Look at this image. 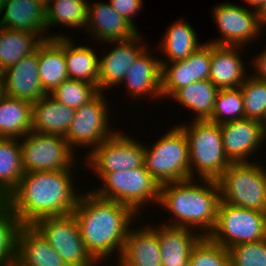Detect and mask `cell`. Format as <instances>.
Returning a JSON list of instances; mask_svg holds the SVG:
<instances>
[{"instance_id":"6da1fadb","label":"cell","mask_w":266,"mask_h":266,"mask_svg":"<svg viewBox=\"0 0 266 266\" xmlns=\"http://www.w3.org/2000/svg\"><path fill=\"white\" fill-rule=\"evenodd\" d=\"M72 171L73 168L24 173L19 185L4 201L21 225H33L44 217L71 214L81 195L73 187Z\"/></svg>"},{"instance_id":"7a4b0ae2","label":"cell","mask_w":266,"mask_h":266,"mask_svg":"<svg viewBox=\"0 0 266 266\" xmlns=\"http://www.w3.org/2000/svg\"><path fill=\"white\" fill-rule=\"evenodd\" d=\"M86 192L81 193L72 212L80 228L84 246L99 264H103L106 258L108 261V257L115 252L119 261L136 213L125 204L101 198L92 191Z\"/></svg>"},{"instance_id":"3957f363","label":"cell","mask_w":266,"mask_h":266,"mask_svg":"<svg viewBox=\"0 0 266 266\" xmlns=\"http://www.w3.org/2000/svg\"><path fill=\"white\" fill-rule=\"evenodd\" d=\"M194 179L160 185L158 205L174 216L170 226L201 229L208 236L217 223L220 189L215 180ZM198 227V228H197Z\"/></svg>"},{"instance_id":"277c9868","label":"cell","mask_w":266,"mask_h":266,"mask_svg":"<svg viewBox=\"0 0 266 266\" xmlns=\"http://www.w3.org/2000/svg\"><path fill=\"white\" fill-rule=\"evenodd\" d=\"M190 122L178 125L188 140L190 179H196L197 172L198 179L217 181L231 163L223 150L220 125L208 120Z\"/></svg>"},{"instance_id":"5b68a950","label":"cell","mask_w":266,"mask_h":266,"mask_svg":"<svg viewBox=\"0 0 266 266\" xmlns=\"http://www.w3.org/2000/svg\"><path fill=\"white\" fill-rule=\"evenodd\" d=\"M155 145L144 144V167L159 185L190 179L189 145L184 131L176 126L159 137Z\"/></svg>"},{"instance_id":"8992f818","label":"cell","mask_w":266,"mask_h":266,"mask_svg":"<svg viewBox=\"0 0 266 266\" xmlns=\"http://www.w3.org/2000/svg\"><path fill=\"white\" fill-rule=\"evenodd\" d=\"M261 163L231 162L217 180L220 201L236 207L266 211V169Z\"/></svg>"},{"instance_id":"52a82bcc","label":"cell","mask_w":266,"mask_h":266,"mask_svg":"<svg viewBox=\"0 0 266 266\" xmlns=\"http://www.w3.org/2000/svg\"><path fill=\"white\" fill-rule=\"evenodd\" d=\"M95 174L103 184L100 189L93 188L92 192L101 198L129 206L137 215L150 201L155 204L159 202L160 185L144 165L133 170Z\"/></svg>"},{"instance_id":"ba28073f","label":"cell","mask_w":266,"mask_h":266,"mask_svg":"<svg viewBox=\"0 0 266 266\" xmlns=\"http://www.w3.org/2000/svg\"><path fill=\"white\" fill-rule=\"evenodd\" d=\"M208 237L227 250L237 244L265 239V212L236 207L220 201L217 208V223Z\"/></svg>"},{"instance_id":"9c48e42d","label":"cell","mask_w":266,"mask_h":266,"mask_svg":"<svg viewBox=\"0 0 266 266\" xmlns=\"http://www.w3.org/2000/svg\"><path fill=\"white\" fill-rule=\"evenodd\" d=\"M20 142L24 173L69 170L76 163L74 150L60 135L31 131ZM73 153V154H72Z\"/></svg>"},{"instance_id":"30bf717a","label":"cell","mask_w":266,"mask_h":266,"mask_svg":"<svg viewBox=\"0 0 266 266\" xmlns=\"http://www.w3.org/2000/svg\"><path fill=\"white\" fill-rule=\"evenodd\" d=\"M68 266H98L87 252L73 213L44 217L32 225ZM97 264V265H96Z\"/></svg>"},{"instance_id":"8fae6325","label":"cell","mask_w":266,"mask_h":266,"mask_svg":"<svg viewBox=\"0 0 266 266\" xmlns=\"http://www.w3.org/2000/svg\"><path fill=\"white\" fill-rule=\"evenodd\" d=\"M104 93L99 92L91 101L75 110L74 118L64 137L73 150L76 146H91L93 150L116 132L115 128L111 129L109 125L110 110L108 111Z\"/></svg>"},{"instance_id":"7c38bea8","label":"cell","mask_w":266,"mask_h":266,"mask_svg":"<svg viewBox=\"0 0 266 266\" xmlns=\"http://www.w3.org/2000/svg\"><path fill=\"white\" fill-rule=\"evenodd\" d=\"M86 156L94 173L133 170L144 165V145L117 131Z\"/></svg>"},{"instance_id":"4fadbf2b","label":"cell","mask_w":266,"mask_h":266,"mask_svg":"<svg viewBox=\"0 0 266 266\" xmlns=\"http://www.w3.org/2000/svg\"><path fill=\"white\" fill-rule=\"evenodd\" d=\"M214 21L220 32V39L210 41L215 45L241 46L253 41L261 34L262 23L258 10L251 11L245 6L233 3L219 4L214 7Z\"/></svg>"},{"instance_id":"5bb4252c","label":"cell","mask_w":266,"mask_h":266,"mask_svg":"<svg viewBox=\"0 0 266 266\" xmlns=\"http://www.w3.org/2000/svg\"><path fill=\"white\" fill-rule=\"evenodd\" d=\"M205 43L185 60L171 62V66L170 63H161V95L163 98H171L178 89L209 78L211 43Z\"/></svg>"},{"instance_id":"9a60e30c","label":"cell","mask_w":266,"mask_h":266,"mask_svg":"<svg viewBox=\"0 0 266 266\" xmlns=\"http://www.w3.org/2000/svg\"><path fill=\"white\" fill-rule=\"evenodd\" d=\"M4 95L34 103L46 94L42 89L38 68V48L1 73Z\"/></svg>"},{"instance_id":"2e32d148","label":"cell","mask_w":266,"mask_h":266,"mask_svg":"<svg viewBox=\"0 0 266 266\" xmlns=\"http://www.w3.org/2000/svg\"><path fill=\"white\" fill-rule=\"evenodd\" d=\"M140 32L133 38L124 41H112L113 46L103 58L99 59V92L110 87H119L128 68L136 61L137 57L146 49ZM141 38V39H140ZM143 43V45L140 44Z\"/></svg>"},{"instance_id":"e0dca14e","label":"cell","mask_w":266,"mask_h":266,"mask_svg":"<svg viewBox=\"0 0 266 266\" xmlns=\"http://www.w3.org/2000/svg\"><path fill=\"white\" fill-rule=\"evenodd\" d=\"M220 129L223 150L230 162H249L247 158L262 146L259 121L247 118L230 121L220 124Z\"/></svg>"},{"instance_id":"ac0fdd59","label":"cell","mask_w":266,"mask_h":266,"mask_svg":"<svg viewBox=\"0 0 266 266\" xmlns=\"http://www.w3.org/2000/svg\"><path fill=\"white\" fill-rule=\"evenodd\" d=\"M1 14L3 18L0 19V26L4 28L34 32L43 40L67 37L59 33L48 36L46 7L38 0H10L0 6Z\"/></svg>"},{"instance_id":"d6986e66","label":"cell","mask_w":266,"mask_h":266,"mask_svg":"<svg viewBox=\"0 0 266 266\" xmlns=\"http://www.w3.org/2000/svg\"><path fill=\"white\" fill-rule=\"evenodd\" d=\"M92 37L99 42L124 41L139 33L129 21L117 13L110 3L88 4V23L86 27ZM96 36V37H95ZM109 42V43H108Z\"/></svg>"},{"instance_id":"ffe728a7","label":"cell","mask_w":266,"mask_h":266,"mask_svg":"<svg viewBox=\"0 0 266 266\" xmlns=\"http://www.w3.org/2000/svg\"><path fill=\"white\" fill-rule=\"evenodd\" d=\"M129 228L119 266H162L158 226Z\"/></svg>"},{"instance_id":"44dd1931","label":"cell","mask_w":266,"mask_h":266,"mask_svg":"<svg viewBox=\"0 0 266 266\" xmlns=\"http://www.w3.org/2000/svg\"><path fill=\"white\" fill-rule=\"evenodd\" d=\"M146 48L128 68L121 83L126 85L127 93L135 99L149 95L160 98L162 65L160 58L153 57ZM153 95V96H152ZM139 96V97H138Z\"/></svg>"},{"instance_id":"7402d4cb","label":"cell","mask_w":266,"mask_h":266,"mask_svg":"<svg viewBox=\"0 0 266 266\" xmlns=\"http://www.w3.org/2000/svg\"><path fill=\"white\" fill-rule=\"evenodd\" d=\"M240 48L241 46L211 44V69L208 79L219 90L240 87L245 81L247 68L241 59Z\"/></svg>"},{"instance_id":"603a6c76","label":"cell","mask_w":266,"mask_h":266,"mask_svg":"<svg viewBox=\"0 0 266 266\" xmlns=\"http://www.w3.org/2000/svg\"><path fill=\"white\" fill-rule=\"evenodd\" d=\"M15 266H68V264L32 225H22L17 236Z\"/></svg>"},{"instance_id":"cb8c5ba5","label":"cell","mask_w":266,"mask_h":266,"mask_svg":"<svg viewBox=\"0 0 266 266\" xmlns=\"http://www.w3.org/2000/svg\"><path fill=\"white\" fill-rule=\"evenodd\" d=\"M190 228L161 224L158 238L162 266H184L189 260L192 248L203 237Z\"/></svg>"},{"instance_id":"d4e9b609","label":"cell","mask_w":266,"mask_h":266,"mask_svg":"<svg viewBox=\"0 0 266 266\" xmlns=\"http://www.w3.org/2000/svg\"><path fill=\"white\" fill-rule=\"evenodd\" d=\"M38 68L42 89L46 95L69 79L64 56V37L44 40L38 46Z\"/></svg>"},{"instance_id":"484cf974","label":"cell","mask_w":266,"mask_h":266,"mask_svg":"<svg viewBox=\"0 0 266 266\" xmlns=\"http://www.w3.org/2000/svg\"><path fill=\"white\" fill-rule=\"evenodd\" d=\"M74 113L75 109L63 105L50 95H45L33 103L32 131L65 137Z\"/></svg>"},{"instance_id":"4316f807","label":"cell","mask_w":266,"mask_h":266,"mask_svg":"<svg viewBox=\"0 0 266 266\" xmlns=\"http://www.w3.org/2000/svg\"><path fill=\"white\" fill-rule=\"evenodd\" d=\"M33 104L6 95L0 97V137L22 138L33 128Z\"/></svg>"},{"instance_id":"83f0119b","label":"cell","mask_w":266,"mask_h":266,"mask_svg":"<svg viewBox=\"0 0 266 266\" xmlns=\"http://www.w3.org/2000/svg\"><path fill=\"white\" fill-rule=\"evenodd\" d=\"M75 44L71 37H64V56L69 79L94 84L98 88L100 66L98 55L90 46Z\"/></svg>"},{"instance_id":"f1b7e54d","label":"cell","mask_w":266,"mask_h":266,"mask_svg":"<svg viewBox=\"0 0 266 266\" xmlns=\"http://www.w3.org/2000/svg\"><path fill=\"white\" fill-rule=\"evenodd\" d=\"M43 41L37 33L0 26V74L35 53Z\"/></svg>"},{"instance_id":"f546056e","label":"cell","mask_w":266,"mask_h":266,"mask_svg":"<svg viewBox=\"0 0 266 266\" xmlns=\"http://www.w3.org/2000/svg\"><path fill=\"white\" fill-rule=\"evenodd\" d=\"M218 88L209 80H200L178 89L170 98L194 111L196 121L211 118Z\"/></svg>"},{"instance_id":"4dcf8cb0","label":"cell","mask_w":266,"mask_h":266,"mask_svg":"<svg viewBox=\"0 0 266 266\" xmlns=\"http://www.w3.org/2000/svg\"><path fill=\"white\" fill-rule=\"evenodd\" d=\"M163 38L159 43L161 45L159 49L165 54L167 60L160 59L161 63L185 60L203 45L198 43L197 33L192 26L182 19L169 26Z\"/></svg>"},{"instance_id":"1f68e13d","label":"cell","mask_w":266,"mask_h":266,"mask_svg":"<svg viewBox=\"0 0 266 266\" xmlns=\"http://www.w3.org/2000/svg\"><path fill=\"white\" fill-rule=\"evenodd\" d=\"M23 175L20 140L0 137V200L8 197Z\"/></svg>"},{"instance_id":"d6a6232c","label":"cell","mask_w":266,"mask_h":266,"mask_svg":"<svg viewBox=\"0 0 266 266\" xmlns=\"http://www.w3.org/2000/svg\"><path fill=\"white\" fill-rule=\"evenodd\" d=\"M86 0H50L46 7V28L66 25L72 28H86L88 23Z\"/></svg>"},{"instance_id":"836d02e7","label":"cell","mask_w":266,"mask_h":266,"mask_svg":"<svg viewBox=\"0 0 266 266\" xmlns=\"http://www.w3.org/2000/svg\"><path fill=\"white\" fill-rule=\"evenodd\" d=\"M21 226L11 207L0 200V266L16 265L17 236Z\"/></svg>"},{"instance_id":"e575fe53","label":"cell","mask_w":266,"mask_h":266,"mask_svg":"<svg viewBox=\"0 0 266 266\" xmlns=\"http://www.w3.org/2000/svg\"><path fill=\"white\" fill-rule=\"evenodd\" d=\"M240 119H245L241 88L218 90L215 97L213 112L208 121L220 125Z\"/></svg>"},{"instance_id":"d590c367","label":"cell","mask_w":266,"mask_h":266,"mask_svg":"<svg viewBox=\"0 0 266 266\" xmlns=\"http://www.w3.org/2000/svg\"><path fill=\"white\" fill-rule=\"evenodd\" d=\"M98 93L99 90L94 84L67 79L49 95L63 105L76 110L91 101Z\"/></svg>"},{"instance_id":"8d00e7d4","label":"cell","mask_w":266,"mask_h":266,"mask_svg":"<svg viewBox=\"0 0 266 266\" xmlns=\"http://www.w3.org/2000/svg\"><path fill=\"white\" fill-rule=\"evenodd\" d=\"M240 88L245 118L260 121L266 112V81L256 78L252 73Z\"/></svg>"},{"instance_id":"74e56055","label":"cell","mask_w":266,"mask_h":266,"mask_svg":"<svg viewBox=\"0 0 266 266\" xmlns=\"http://www.w3.org/2000/svg\"><path fill=\"white\" fill-rule=\"evenodd\" d=\"M190 261L194 266H231L229 251L203 236L192 248Z\"/></svg>"},{"instance_id":"f35d334b","label":"cell","mask_w":266,"mask_h":266,"mask_svg":"<svg viewBox=\"0 0 266 266\" xmlns=\"http://www.w3.org/2000/svg\"><path fill=\"white\" fill-rule=\"evenodd\" d=\"M231 266H266V238L228 249Z\"/></svg>"},{"instance_id":"ab89813d","label":"cell","mask_w":266,"mask_h":266,"mask_svg":"<svg viewBox=\"0 0 266 266\" xmlns=\"http://www.w3.org/2000/svg\"><path fill=\"white\" fill-rule=\"evenodd\" d=\"M111 6L134 27L132 17L142 9V0H110Z\"/></svg>"},{"instance_id":"60d3db41","label":"cell","mask_w":266,"mask_h":266,"mask_svg":"<svg viewBox=\"0 0 266 266\" xmlns=\"http://www.w3.org/2000/svg\"><path fill=\"white\" fill-rule=\"evenodd\" d=\"M257 56H255L256 59L252 60L256 71L253 75L258 79L266 81V49L261 50V53H258Z\"/></svg>"},{"instance_id":"b9f144b4","label":"cell","mask_w":266,"mask_h":266,"mask_svg":"<svg viewBox=\"0 0 266 266\" xmlns=\"http://www.w3.org/2000/svg\"><path fill=\"white\" fill-rule=\"evenodd\" d=\"M244 1L248 3L249 6H254L255 10H259L266 2V0H244Z\"/></svg>"},{"instance_id":"7bdbcfd3","label":"cell","mask_w":266,"mask_h":266,"mask_svg":"<svg viewBox=\"0 0 266 266\" xmlns=\"http://www.w3.org/2000/svg\"><path fill=\"white\" fill-rule=\"evenodd\" d=\"M259 18L262 25H266V2L264 5L258 10Z\"/></svg>"},{"instance_id":"ee69618b","label":"cell","mask_w":266,"mask_h":266,"mask_svg":"<svg viewBox=\"0 0 266 266\" xmlns=\"http://www.w3.org/2000/svg\"><path fill=\"white\" fill-rule=\"evenodd\" d=\"M259 122H260L262 138L264 141V140H266V112Z\"/></svg>"},{"instance_id":"f6af8a7d","label":"cell","mask_w":266,"mask_h":266,"mask_svg":"<svg viewBox=\"0 0 266 266\" xmlns=\"http://www.w3.org/2000/svg\"><path fill=\"white\" fill-rule=\"evenodd\" d=\"M4 94L3 91V81H2V76L0 74V97Z\"/></svg>"},{"instance_id":"bcb514c9","label":"cell","mask_w":266,"mask_h":266,"mask_svg":"<svg viewBox=\"0 0 266 266\" xmlns=\"http://www.w3.org/2000/svg\"><path fill=\"white\" fill-rule=\"evenodd\" d=\"M38 1H40L45 6L50 2V0H38Z\"/></svg>"},{"instance_id":"7dc6e473","label":"cell","mask_w":266,"mask_h":266,"mask_svg":"<svg viewBox=\"0 0 266 266\" xmlns=\"http://www.w3.org/2000/svg\"><path fill=\"white\" fill-rule=\"evenodd\" d=\"M184 266H194L193 263L189 260Z\"/></svg>"},{"instance_id":"c3c4849f","label":"cell","mask_w":266,"mask_h":266,"mask_svg":"<svg viewBox=\"0 0 266 266\" xmlns=\"http://www.w3.org/2000/svg\"><path fill=\"white\" fill-rule=\"evenodd\" d=\"M8 1H10V0H0V6H1L2 4H4V3L8 2Z\"/></svg>"}]
</instances>
